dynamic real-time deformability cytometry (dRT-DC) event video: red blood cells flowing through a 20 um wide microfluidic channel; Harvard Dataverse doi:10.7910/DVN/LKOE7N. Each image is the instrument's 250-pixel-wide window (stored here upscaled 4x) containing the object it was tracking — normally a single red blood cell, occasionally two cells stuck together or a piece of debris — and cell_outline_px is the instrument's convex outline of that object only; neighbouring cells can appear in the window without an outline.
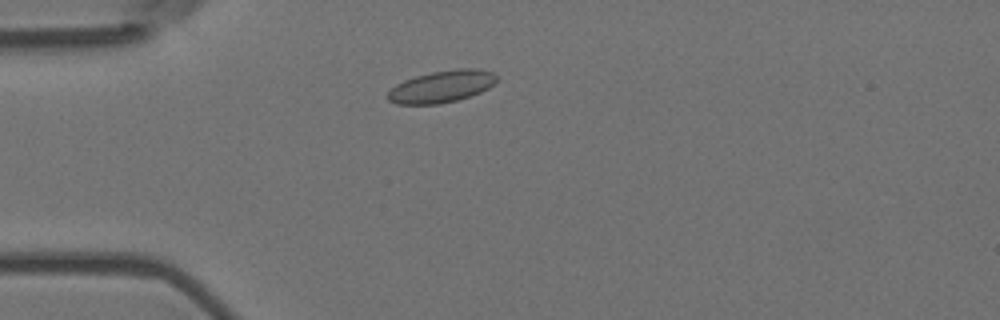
{"species": "Egyptian fruit bat (a non-hibernating species)", "species_latin": "Rousettus aegyptiacus", "temperature_condition": "room temperature", "stored_images_in_passage": 49, "camera_frame_rate_fps": 3000, "um_per_image_px": 0.085, "animal": {"sex": "female"}, "frame": {"image": 1, "passage_image": 8, "time_ms": 2.333, "image_size_px": [1000, 320], "cell_outline_px": [[500, 76], [496, 84], [480, 92], [456, 100], [440, 104], [396, 104], [388, 100], [384, 96], [396, 84], [404, 80], [416, 76], [432, 72], [456, 68], [480, 68], [492, 72]], "centroid_in_image_um": [37.57, 7.34], "position_along_channel_um": 47.4, "area_um2": 20.58}}
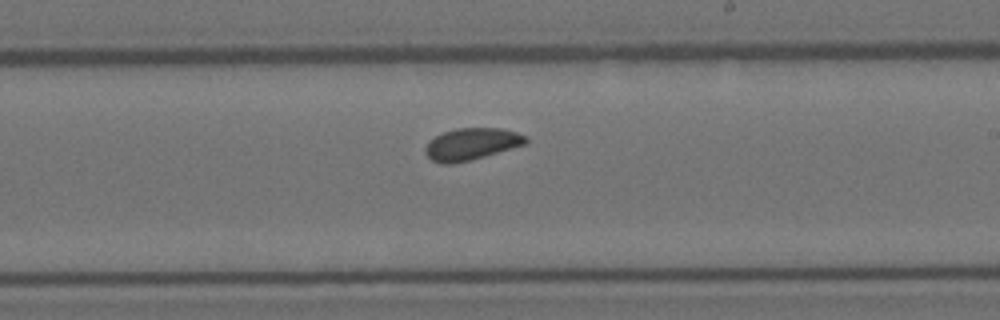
{"frame": {"image": 2, "passage_image": 26, "time_ms": 8.333, "image_size_px": [1000, 320], "cell_outline_px": [[528, 140], [524, 144], [472, 160], [452, 164], [444, 164], [432, 160], [424, 152], [424, 148], [428, 140], [444, 132], [456, 128], [500, 128], [516, 132], [528, 136]], "centroid_in_image_um": [40.05, 12.24], "position_along_channel_um": 249.0, "area_um2": 18.67}}
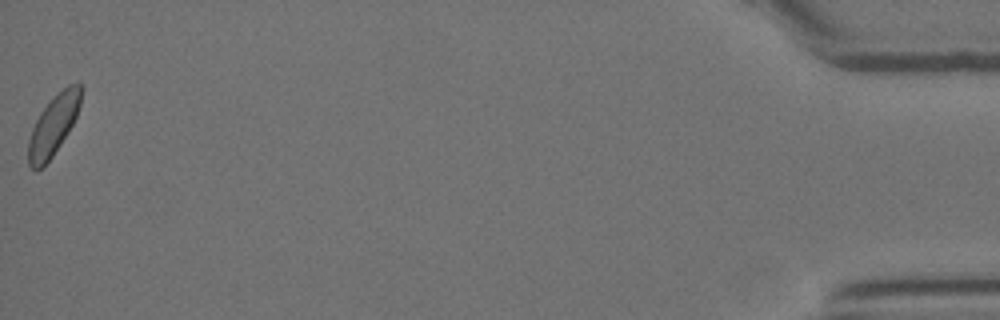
{"frame": {"image": 3, "passage_image": 49, "time_ms": 16.0, "image_size_px": [1000, 320], "cell_outline_px": [[84, 88], [80, 104], [76, 116], [68, 132], [52, 156], [36, 172], [28, 164], [28, 140], [32, 128], [40, 112], [68, 84], [80, 84]], "centroid_in_image_um": [4.54, 10.65], "position_along_channel_um": 430.7, "area_um2": 18.03}, "authors_computed_cell_mechanics": {"area_um2": 18.785, "velocity_mm_per_s": 3.6252, "shape_relaxation_time_tau1_ms": 2.9348, "shape_relaxation_time_tau2_ms": 2.3149, "deformation_change_tau1": 0.0574, "deformation_change_tau2": 0.0498}}